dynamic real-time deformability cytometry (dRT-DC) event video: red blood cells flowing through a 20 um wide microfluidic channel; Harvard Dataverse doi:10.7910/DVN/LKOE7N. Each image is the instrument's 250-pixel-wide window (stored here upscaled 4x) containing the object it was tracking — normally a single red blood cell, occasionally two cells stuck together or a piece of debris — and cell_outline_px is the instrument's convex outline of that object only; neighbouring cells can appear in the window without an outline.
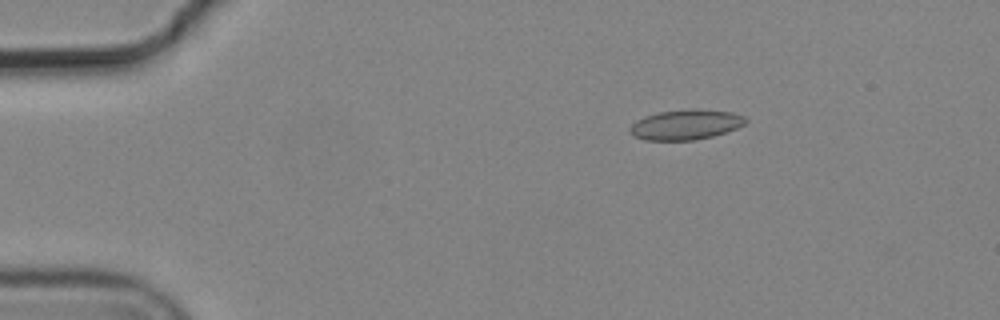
{"species": "common noctule bat (a hibernating species)", "species_latin": "Nyctalus noctula", "temperature_condition": "cold", "stored_images_in_passage": 3, "camera_frame_rate_fps": 3000, "um_per_image_px": 0.085, "animal": {"sex": "male", "body_mass_g": 19.2, "forearm_length_mm": 51.8}, "frame": {"image": 1, "passage_image": 3, "time_ms": 0.667, "image_size_px": [1000, 320], "cell_outline_px": [[748, 120], [744, 124], [736, 128], [712, 136], [692, 140], [644, 140], [632, 136], [628, 132], [628, 128], [636, 120], [644, 116], [660, 112], [688, 108], [700, 108], [732, 112], [744, 116]], "centroid_in_image_um": [58.25, 10.58], "position_along_channel_um": 26.8, "area_um2": 20.52}}